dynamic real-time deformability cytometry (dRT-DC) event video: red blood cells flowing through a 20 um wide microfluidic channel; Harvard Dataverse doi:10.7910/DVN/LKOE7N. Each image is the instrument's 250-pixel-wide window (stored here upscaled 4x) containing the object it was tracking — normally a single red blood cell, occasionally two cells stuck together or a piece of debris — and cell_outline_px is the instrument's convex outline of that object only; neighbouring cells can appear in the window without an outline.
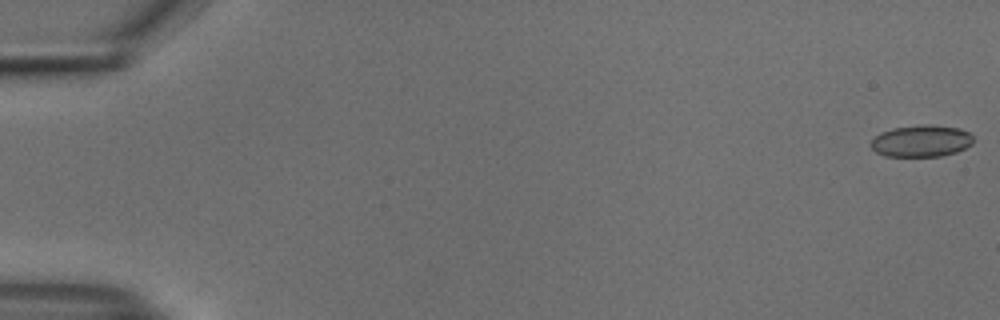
{"species": "common noctule bat (a hibernating species)", "species_latin": "Nyctalus noctula", "temperature_condition": "cold", "stored_images_in_passage": 54, "camera_frame_rate_fps": 3000, "um_per_image_px": 0.085, "animal": {"sex": "male", "body_mass_g": 18.8}, "frame": {"image": 1, "passage_image": 1, "time_ms": 0.0, "image_size_px": [1000, 320], "cell_outline_px": [[972, 144], [956, 152], [940, 156], [884, 156], [876, 152], [868, 144], [880, 132], [892, 128], [920, 124], [928, 124], [960, 128], [968, 132], [972, 136]], "centroid_in_image_um": [78.28, 11.97], "position_along_channel_um": 6.7, "area_um2": 19.07}}
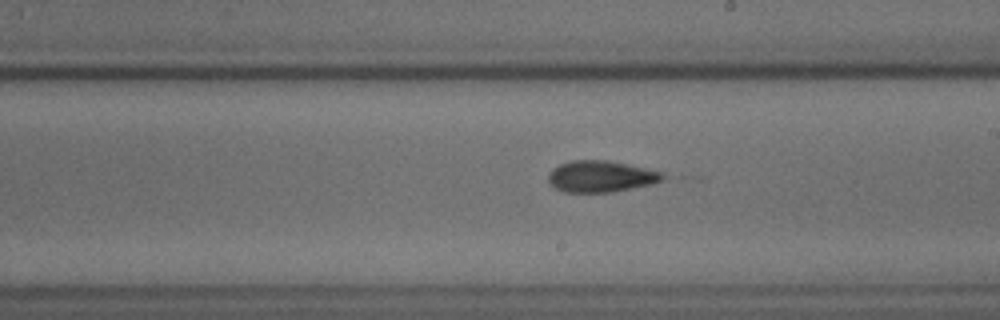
{"frame": {"image": 2, "passage_image": 32, "time_ms": 10.333, "image_size_px": [1000, 320], "cell_outline_px": [[672, 176], [664, 180], [652, 184], [612, 192], [564, 192], [556, 188], [548, 180], [548, 172], [552, 168], [560, 164], [572, 160], [604, 160], [664, 172]], "centroid_in_image_um": [51.12, 15.0], "position_along_channel_um": 237.9, "area_um2": 21.04}}
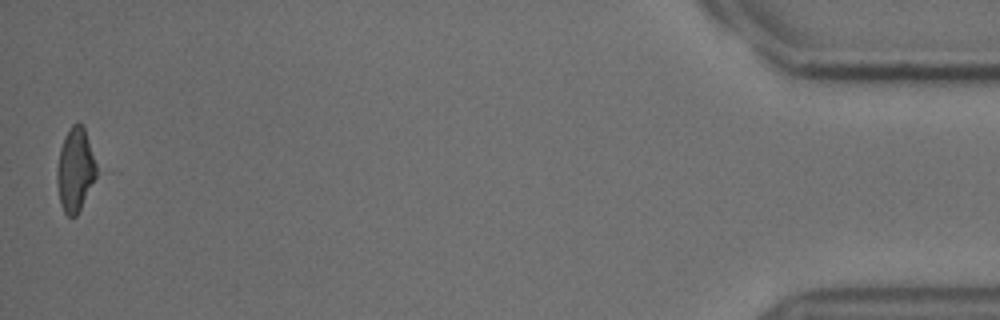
{"frame": {"image": 3, "passage_image": 54, "time_ms": 17.667, "image_size_px": [1000, 320], "cell_outline_px": [[104, 172], [76, 216], [68, 216], [64, 212], [60, 204], [56, 180], [56, 168], [60, 148], [64, 136], [72, 124], [76, 120], [84, 124]], "centroid_in_image_um": [6.52, 14.38], "position_along_channel_um": 428.7, "area_um2": 21.33}, "authors_computed_cell_mechanics": {"area_um2": 20.3745, "velocity_mm_per_s": 3.7709, "shape_relaxation_time_tau1_ms": 5.48, "shape_relaxation_time_tau2_ms": 2.1328, "deformation_change_tau1": 0.1979, "deformation_change_tau2": 0.072}}